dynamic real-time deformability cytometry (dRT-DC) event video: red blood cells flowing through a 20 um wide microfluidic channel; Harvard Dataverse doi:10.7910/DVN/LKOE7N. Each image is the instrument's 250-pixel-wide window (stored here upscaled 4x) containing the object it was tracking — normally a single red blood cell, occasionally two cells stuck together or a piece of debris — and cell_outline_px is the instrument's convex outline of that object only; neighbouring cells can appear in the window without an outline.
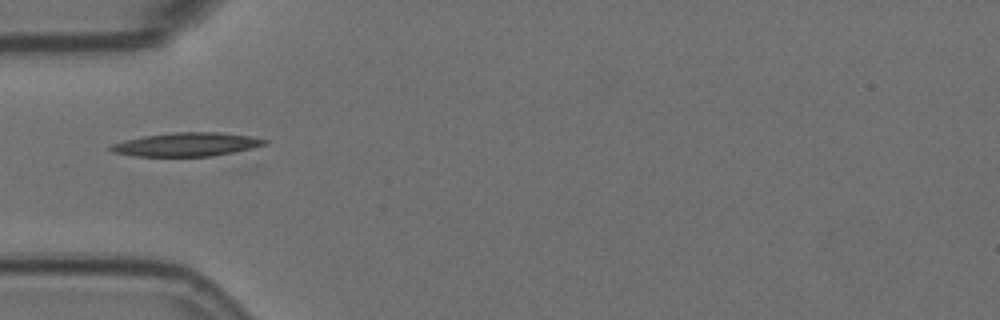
{"species": "Egyptian fruit bat (a non-hibernating species)", "species_latin": "Rousettus aegyptiacus", "temperature_condition": "room temperature", "stored_images_in_passage": 6, "camera_frame_rate_fps": 3000, "um_per_image_px": 0.085, "animal": {"sex": "female"}, "frame": {"image": 1, "passage_image": 2, "time_ms": 0.333, "image_size_px": [1000, 320], "cell_outline_px": [[268, 144], [252, 148], [212, 156], [136, 156], [112, 152], [108, 148], [112, 144], [124, 140], [144, 136], [176, 132], [216, 132], [252, 136], [268, 140]], "centroid_in_image_um": [15.87, 12.27], "position_along_channel_um": 69.1, "area_um2": 21.1}}